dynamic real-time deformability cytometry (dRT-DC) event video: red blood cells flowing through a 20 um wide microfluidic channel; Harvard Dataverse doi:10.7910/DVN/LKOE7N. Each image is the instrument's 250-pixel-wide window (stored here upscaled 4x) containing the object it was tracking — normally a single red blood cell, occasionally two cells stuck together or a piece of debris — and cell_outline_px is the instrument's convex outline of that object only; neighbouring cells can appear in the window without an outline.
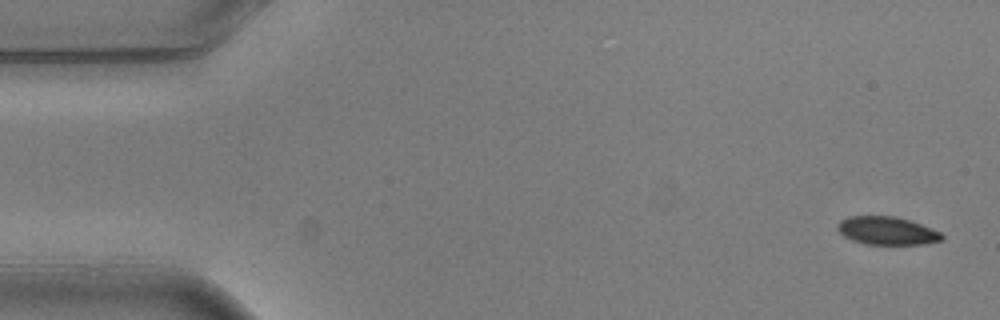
{"species": "common noctule bat (a hibernating species)", "species_latin": "Nyctalus noctula", "temperature_condition": "warm", "stored_images_in_passage": 4, "camera_frame_rate_fps": 3000, "um_per_image_px": 0.085, "animal": {"sex": "male", "body_mass_g": 20.5, "forearm_length_mm": 52.5}, "frame": {"image": 1, "passage_image": 1, "time_ms": 0.0, "image_size_px": [1000, 320], "cell_outline_px": [[944, 240], [924, 244], [864, 244], [852, 240], [844, 236], [836, 228], [836, 224], [840, 220], [848, 216], [896, 216], [920, 224], [940, 232], [944, 236]], "centroid_in_image_um": [75.37, 19.61], "position_along_channel_um": 9.6, "area_um2": 17.11}}
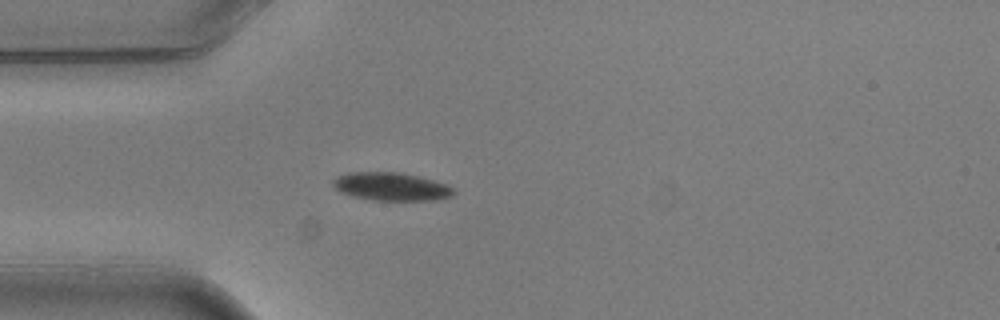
{"frame": {"image": 2, "passage_image": 4, "time_ms": 1.0, "image_size_px": [1000, 320], "cell_outline_px": [[456, 192], [452, 196], [436, 200], [376, 200], [356, 196], [340, 192], [332, 184], [332, 180], [336, 176], [348, 172], [400, 172], [420, 176], [448, 184], [456, 188]], "centroid_in_image_um": [33.31, 15.84], "position_along_channel_um": 51.7, "area_um2": 19.94}}